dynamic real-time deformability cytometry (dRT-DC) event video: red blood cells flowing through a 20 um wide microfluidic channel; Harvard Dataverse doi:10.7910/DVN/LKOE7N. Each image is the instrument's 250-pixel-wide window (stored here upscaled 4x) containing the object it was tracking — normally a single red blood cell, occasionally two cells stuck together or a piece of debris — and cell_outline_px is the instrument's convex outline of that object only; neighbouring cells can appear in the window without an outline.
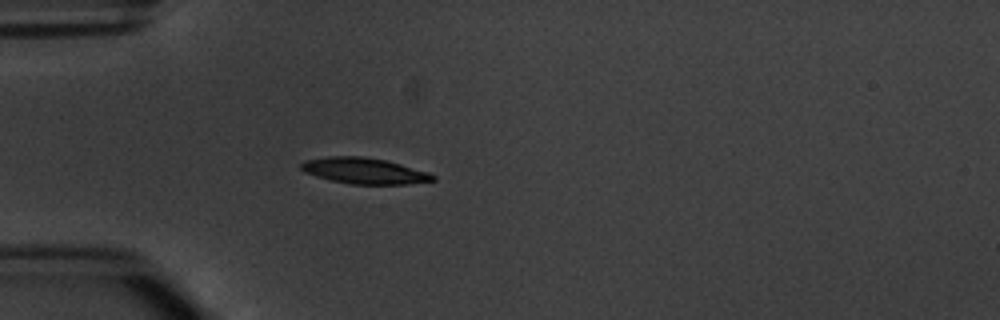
{"species": "common noctule bat (a hibernating species)", "species_latin": "Nyctalus noctula", "temperature_condition": "warm", "stored_images_in_passage": 4, "camera_frame_rate_fps": 3000, "um_per_image_px": 0.085, "animal": {"sex": "male", "body_mass_g": 20.1, "forearm_length_mm": 53.5}, "frame": {"image": 1, "passage_image": 4, "time_ms": 3.667, "image_size_px": [1000, 320], "cell_outline_px": [[436, 180], [408, 184], [352, 184], [332, 180], [316, 176], [304, 172], [300, 168], [300, 164], [304, 160], [328, 156], [364, 156], [384, 160], [400, 164], [428, 172], [436, 176]], "centroid_in_image_um": [30.95, 14.51], "position_along_channel_um": 54.1, "area_um2": 19.88}}